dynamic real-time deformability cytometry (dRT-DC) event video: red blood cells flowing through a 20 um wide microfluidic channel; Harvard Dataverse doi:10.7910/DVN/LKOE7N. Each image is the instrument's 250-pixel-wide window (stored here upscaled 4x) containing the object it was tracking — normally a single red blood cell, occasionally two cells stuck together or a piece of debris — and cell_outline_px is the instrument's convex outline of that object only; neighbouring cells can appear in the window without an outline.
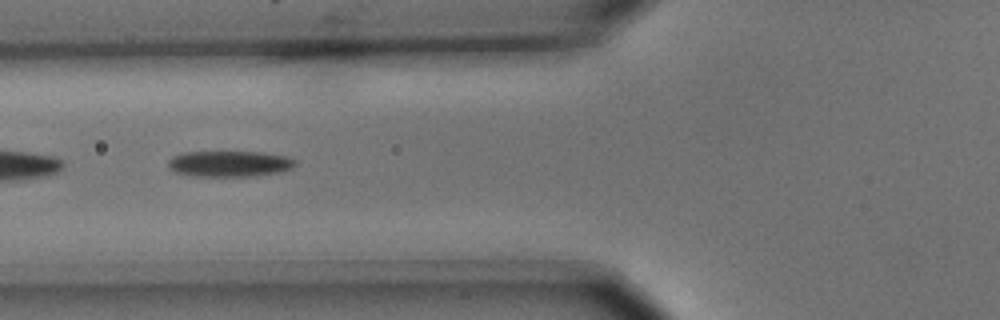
{"species": "common noctule bat (a hibernating species)", "species_latin": "Nyctalus noctula", "temperature_condition": "cold", "stored_images_in_passage": 9, "segment_of_instrument_passage": [2, 2], "camera_frame_rate_fps": 3000, "um_per_image_px": 0.085, "animal": {"sex": "male", "body_mass_g": 15.6}, "frame": {"image": 1, "passage_image": 6, "time_ms": 1.667, "image_size_px": [1000, 320], "cell_outline_px": [[296, 164], [292, 168], [280, 172], [248, 176], [196, 176], [176, 172], [168, 168], [168, 160], [172, 156], [184, 152], [264, 152], [284, 156], [296, 160]], "centroid_in_image_um": [19.49, 13.91], "position_along_channel_um": 106.3, "area_um2": 19.13}}
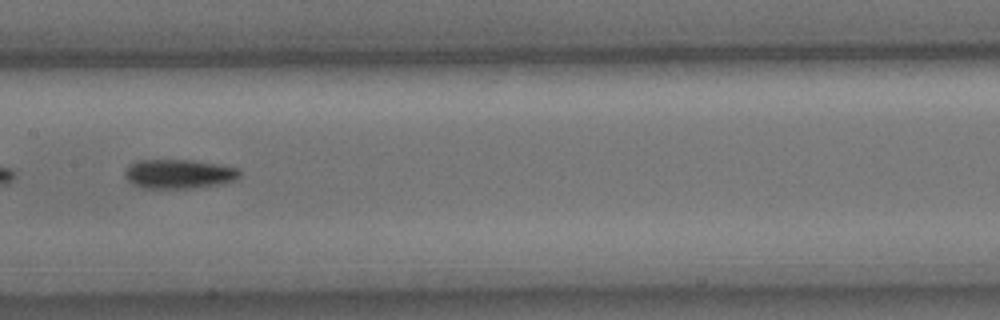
{"frame": {"image": 2, "passage_image": 8, "time_ms": 2.333, "image_size_px": [1000, 320], "cell_outline_px": [[240, 176], [232, 180], [220, 184], [188, 188], [144, 188], [128, 180], [124, 176], [124, 172], [128, 164], [140, 160], [192, 160], [240, 168]], "centroid_in_image_um": [15.18, 14.77], "position_along_channel_um": 192.2, "area_um2": 19.36}}
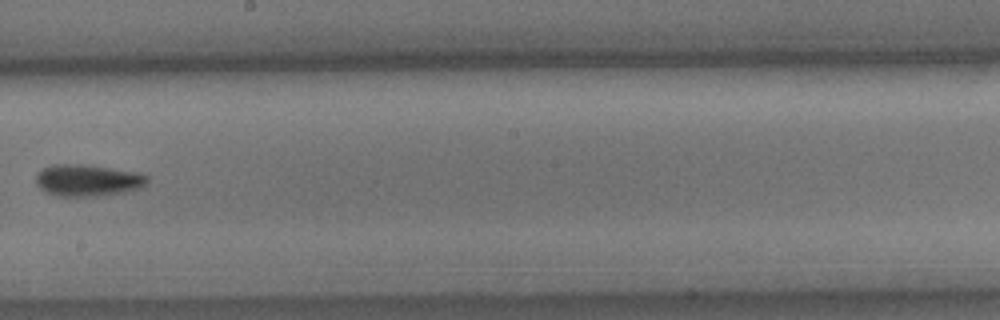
{"frame": {"image": 3, "passage_image": 9, "time_ms": 2.667, "image_size_px": [1000, 320], "cell_outline_px": [[148, 180], [140, 188], [124, 192], [104, 196], [56, 196], [40, 188], [36, 184], [36, 172], [40, 168], [52, 164], [80, 164], [140, 172], [148, 176]], "centroid_in_image_um": [7.43, 15.32], "position_along_channel_um": 240.8, "area_um2": 20.81}}